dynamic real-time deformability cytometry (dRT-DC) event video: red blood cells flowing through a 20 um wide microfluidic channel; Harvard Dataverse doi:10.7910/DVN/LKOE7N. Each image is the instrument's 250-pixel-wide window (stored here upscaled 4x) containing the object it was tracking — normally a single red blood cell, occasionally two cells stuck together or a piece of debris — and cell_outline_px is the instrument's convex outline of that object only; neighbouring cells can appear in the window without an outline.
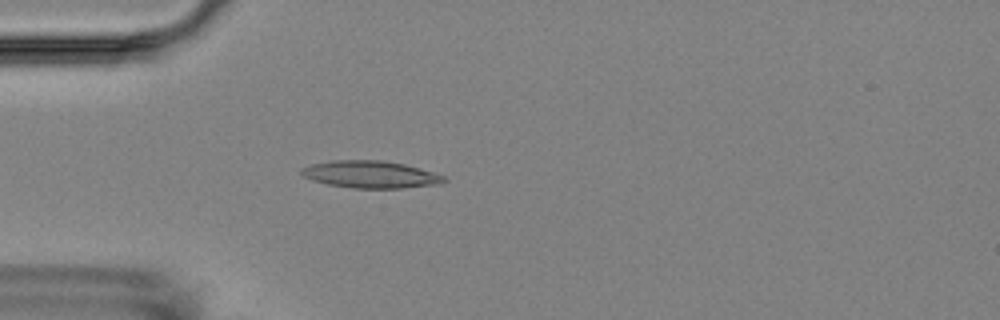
{"species": "Egyptian fruit bat (a non-hibernating species)", "species_latin": "Rousettus aegyptiacus", "temperature_condition": "room temperature", "stored_images_in_passage": 5, "camera_frame_rate_fps": 3000, "um_per_image_px": 0.085, "animal": {"sex": "female"}, "frame": {"image": 1, "passage_image": 5, "time_ms": 4.667, "image_size_px": [1000, 320], "cell_outline_px": [[448, 180], [440, 184], [404, 188], [352, 188], [328, 184], [312, 180], [304, 176], [300, 172], [300, 168], [312, 164], [332, 160], [380, 160], [404, 164], [420, 168], [444, 176]], "centroid_in_image_um": [31.5, 14.83], "position_along_channel_um": 53.5, "area_um2": 22.6}}